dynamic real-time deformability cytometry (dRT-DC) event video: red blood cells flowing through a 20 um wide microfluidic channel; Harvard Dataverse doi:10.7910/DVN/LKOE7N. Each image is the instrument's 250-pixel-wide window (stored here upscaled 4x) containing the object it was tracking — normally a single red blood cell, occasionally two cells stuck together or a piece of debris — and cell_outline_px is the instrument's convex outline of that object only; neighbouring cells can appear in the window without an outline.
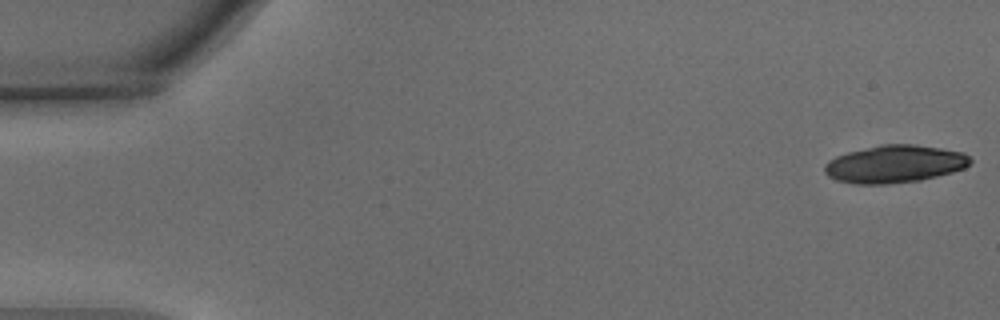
{"species": "common noctule bat (a hibernating species)", "species_latin": "Nyctalus noctula", "temperature_condition": "warm", "stored_images_in_passage": 20, "camera_frame_rate_fps": 3000, "um_per_image_px": 0.085, "animal": {"sex": "male", "body_mass_g": 15.6}, "frame": {"image": 1, "passage_image": 1, "time_ms": 0.0, "image_size_px": [1000, 320], "cell_outline_px": [[972, 160], [964, 168], [952, 172], [920, 180], [888, 184], [856, 184], [836, 180], [828, 176], [824, 172], [824, 164], [828, 160], [836, 156], [848, 152], [880, 144], [916, 144], [964, 152]], "centroid_in_image_um": [76.02, 13.94], "position_along_channel_um": 9.0, "area_um2": 31.96}}